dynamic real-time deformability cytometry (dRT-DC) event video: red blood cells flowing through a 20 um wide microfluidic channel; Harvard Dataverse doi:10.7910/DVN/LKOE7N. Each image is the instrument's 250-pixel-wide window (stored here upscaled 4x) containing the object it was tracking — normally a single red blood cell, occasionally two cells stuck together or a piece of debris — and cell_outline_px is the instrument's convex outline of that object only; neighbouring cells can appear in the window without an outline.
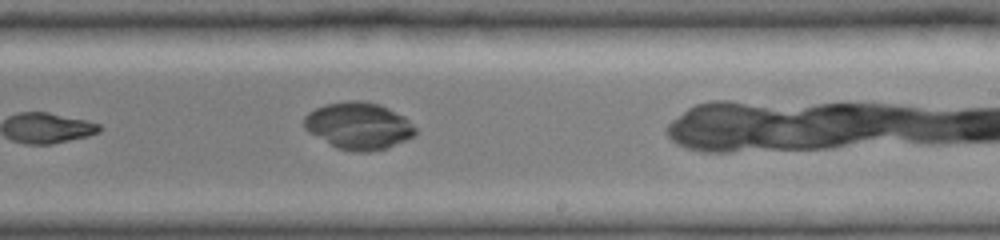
{"species": "common noctule bat (a hibernating species)", "species_latin": "Nyctalus noctula", "temperature_condition": "cold", "stored_images_in_passage": 20, "camera_frame_rate_fps": 3000, "um_per_image_px": 0.085, "animal": {"sex": "female", "body_mass_g": 19.0, "forearm_length_mm": 51.5}, "frame": {"image": 1, "passage_image": 15, "time_ms": 7.0, "image_size_px": [1000, 240], "cell_outline_px": [[416, 136], [408, 140], [388, 148], [368, 152], [356, 152], [336, 148], [304, 128], [304, 116], [308, 112], [324, 104], [348, 100], [360, 100], [380, 104], [404, 116], [416, 128]], "centroid_in_image_um": [30.51, 10.69], "position_along_channel_um": 258.5, "area_um2": 30.69}}